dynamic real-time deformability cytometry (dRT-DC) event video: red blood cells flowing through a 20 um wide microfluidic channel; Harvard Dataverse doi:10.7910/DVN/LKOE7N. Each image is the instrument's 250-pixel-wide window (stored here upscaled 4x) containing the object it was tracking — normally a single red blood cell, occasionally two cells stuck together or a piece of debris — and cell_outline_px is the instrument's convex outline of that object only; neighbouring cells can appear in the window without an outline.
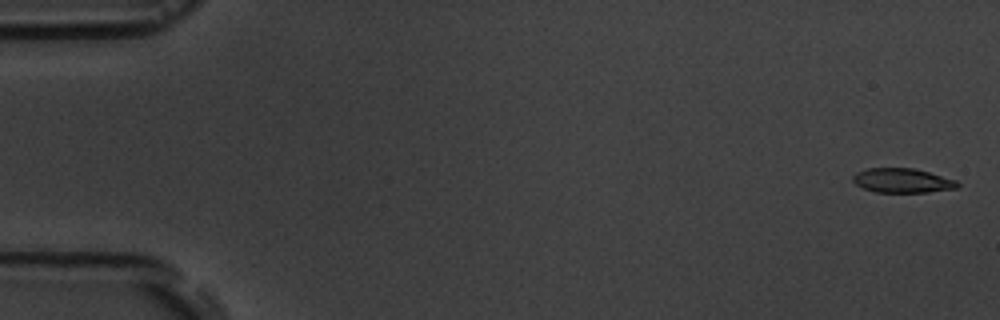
{"species": "common noctule bat (a hibernating species)", "species_latin": "Nyctalus noctula", "temperature_condition": "room temperature", "stored_images_in_passage": 8, "camera_frame_rate_fps": 3000, "um_per_image_px": 0.085, "animal": {"sex": "male", "body_mass_g": 19.5, "forearm_length_mm": 54.6}, "frame": {"image": 1, "passage_image": 1, "time_ms": 0.0, "image_size_px": [1000, 320], "cell_outline_px": [[960, 184], [956, 188], [928, 192], [876, 192], [864, 188], [856, 184], [852, 180], [852, 176], [856, 172], [868, 168], [916, 168], [956, 180]], "centroid_in_image_um": [76.69, 15.34], "position_along_channel_um": 8.3, "area_um2": 14.85}}
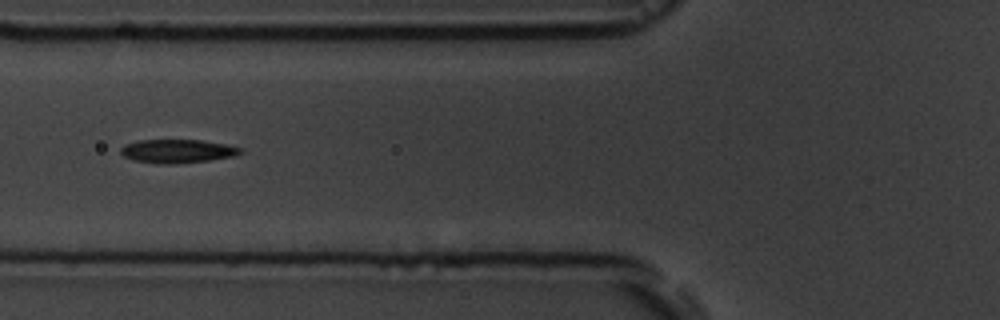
{"frame": {"image": 2, "passage_image": 6, "time_ms": 6.667, "image_size_px": [1000, 320], "cell_outline_px": [[244, 152], [236, 156], [208, 160], [172, 164], [156, 164], [132, 160], [124, 156], [120, 152], [120, 148], [124, 144], [140, 140], [200, 140], [224, 144], [244, 148]], "centroid_in_image_um": [15.08, 12.85], "position_along_channel_um": 110.7, "area_um2": 16.59}}
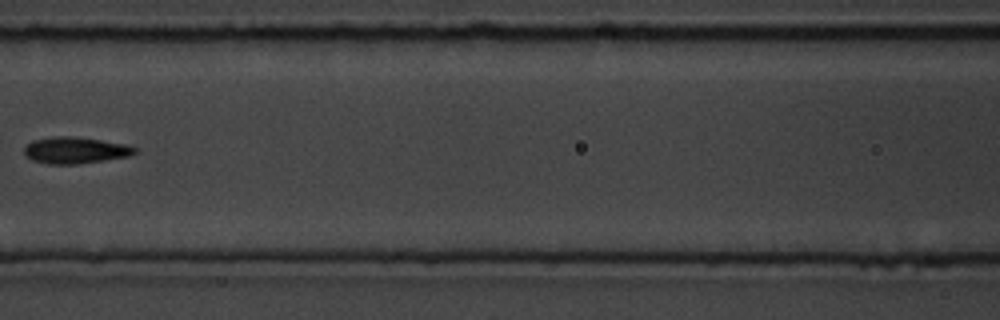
{"frame": {"image": 3, "passage_image": 7, "time_ms": 8.0, "image_size_px": [1000, 320], "cell_outline_px": [[136, 152], [128, 156], [104, 160], [76, 164], [48, 164], [32, 160], [24, 156], [24, 148], [32, 140], [56, 136], [68, 136], [100, 140], [128, 144], [136, 148]], "centroid_in_image_um": [6.37, 12.77], "position_along_channel_um": 160.2, "area_um2": 16.99}}